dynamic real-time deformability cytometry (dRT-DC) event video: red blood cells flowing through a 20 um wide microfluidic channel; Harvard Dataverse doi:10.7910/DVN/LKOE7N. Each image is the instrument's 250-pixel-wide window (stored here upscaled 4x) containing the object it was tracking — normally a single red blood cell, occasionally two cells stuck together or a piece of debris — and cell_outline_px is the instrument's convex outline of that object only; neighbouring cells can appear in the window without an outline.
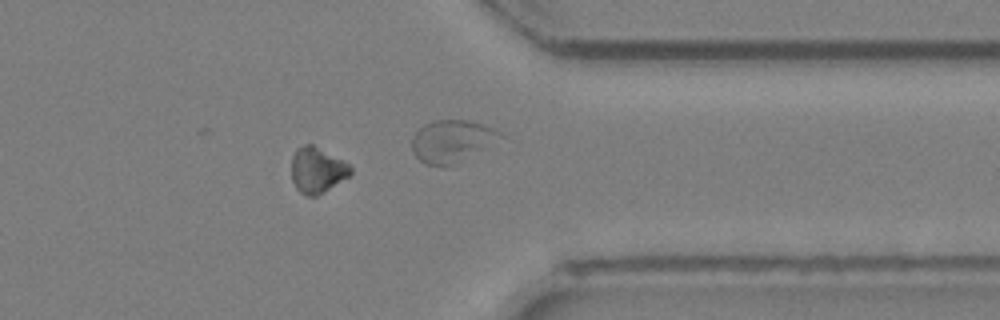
{"species": "Egyptian fruit bat (a non-hibernating species)", "species_latin": "Rousettus aegyptiacus", "temperature_condition": "room temperature", "stored_images_in_passage": 22, "segment_of_instrument_passage": [2, 3], "camera_frame_rate_fps": 3000, "um_per_image_px": 0.085, "animal": {"sex": "female"}, "frame": {"image": 1, "passage_image": 16, "time_ms": 5.0, "image_size_px": [1000, 320], "cell_outline_px": [[352, 176], [316, 196], [308, 196], [300, 192], [296, 188], [292, 180], [292, 156], [296, 148], [304, 144], [312, 144], [344, 160], [352, 168]], "centroid_in_image_um": [26.98, 14.45], "position_along_channel_um": 384.4, "area_um2": 15.95}}